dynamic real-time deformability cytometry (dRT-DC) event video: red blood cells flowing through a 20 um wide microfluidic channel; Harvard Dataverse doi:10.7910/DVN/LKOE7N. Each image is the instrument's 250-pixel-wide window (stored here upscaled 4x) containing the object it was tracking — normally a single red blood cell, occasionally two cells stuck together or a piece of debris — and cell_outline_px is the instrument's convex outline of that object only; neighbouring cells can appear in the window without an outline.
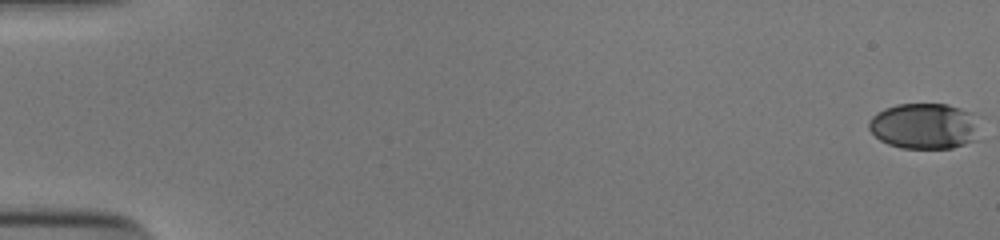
{"species": "human", "species_latin": "Homo sapiens", "temperature_condition": "cold", "stored_images_in_passage": 31, "camera_frame_rate_fps": 3000, "um_per_image_px": 0.085, "donor": {"sex": "male"}, "frame": {"image": 1, "passage_image": 1, "time_ms": 0.0, "image_size_px": [1000, 240], "cell_outline_px": [[984, 116], [980, 140], [952, 148], [900, 148], [888, 144], [880, 140], [868, 128], [868, 120], [876, 112], [884, 108], [896, 104], [948, 104]], "centroid_in_image_um": [78.72, 10.71], "position_along_channel_um": 6.3, "area_um2": 30.98}}
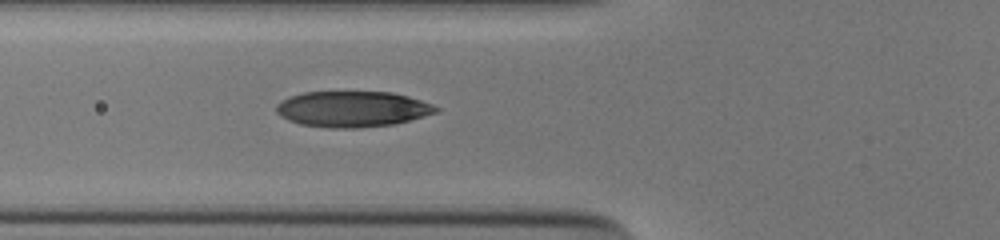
{"frame": {"image": 2, "passage_image": 22, "time_ms": 7.0, "image_size_px": [1000, 240], "cell_outline_px": [[440, 108], [436, 112], [408, 120], [392, 124], [356, 128], [332, 128], [300, 124], [288, 120], [280, 116], [276, 112], [276, 104], [280, 100], [288, 96], [304, 92], [392, 92], [408, 96], [432, 104]], "centroid_in_image_um": [29.89, 9.26], "position_along_channel_um": 95.9, "area_um2": 33.23}}
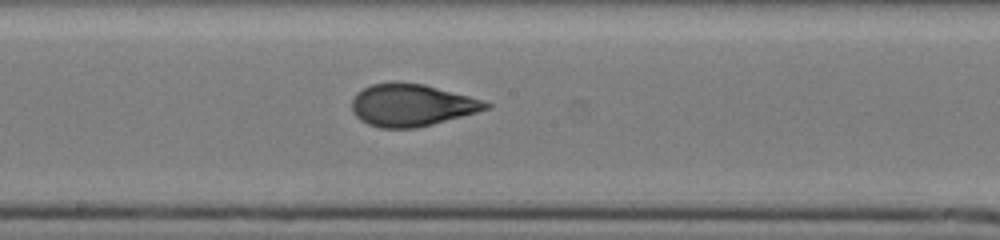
{"frame": {"image": 3, "passage_image": 31, "time_ms": 10.0, "image_size_px": [1000, 240], "cell_outline_px": [[492, 104], [488, 108], [476, 112], [432, 124], [416, 128], [380, 128], [368, 124], [360, 120], [352, 112], [352, 100], [356, 92], [372, 84], [424, 84], [484, 100]], "centroid_in_image_um": [34.97, 8.96], "position_along_channel_um": 213.2, "area_um2": 32.37}}